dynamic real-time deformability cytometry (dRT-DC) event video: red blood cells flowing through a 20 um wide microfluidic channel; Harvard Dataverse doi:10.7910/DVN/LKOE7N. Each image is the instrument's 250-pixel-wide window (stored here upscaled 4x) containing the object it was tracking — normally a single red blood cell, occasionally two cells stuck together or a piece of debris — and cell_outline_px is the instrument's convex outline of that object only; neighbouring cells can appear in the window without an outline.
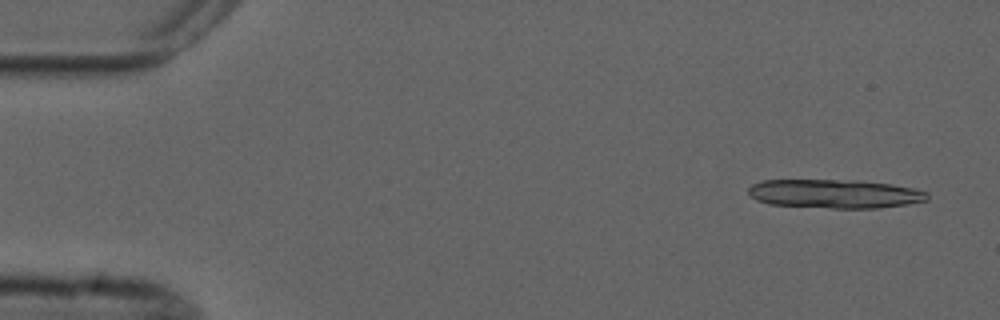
{"species": "common noctule bat (a hibernating species)", "species_latin": "Nyctalus noctula", "temperature_condition": "cold", "stored_images_in_passage": 4, "camera_frame_rate_fps": 3000, "um_per_image_px": 0.085, "animal": {"sex": "male", "forearm_length_mm": 52.5}, "frame": {"image": 1, "passage_image": 1, "time_ms": 0.0, "image_size_px": [1000, 320], "cell_outline_px": [[928, 200], [908, 204], [876, 208], [828, 208], [768, 204], [756, 200], [748, 192], [748, 188], [752, 184], [760, 180], [860, 180], [892, 184], [912, 188], [928, 192]], "centroid_in_image_um": [70.94, 16.47], "position_along_channel_um": 14.1, "area_um2": 30.23}}